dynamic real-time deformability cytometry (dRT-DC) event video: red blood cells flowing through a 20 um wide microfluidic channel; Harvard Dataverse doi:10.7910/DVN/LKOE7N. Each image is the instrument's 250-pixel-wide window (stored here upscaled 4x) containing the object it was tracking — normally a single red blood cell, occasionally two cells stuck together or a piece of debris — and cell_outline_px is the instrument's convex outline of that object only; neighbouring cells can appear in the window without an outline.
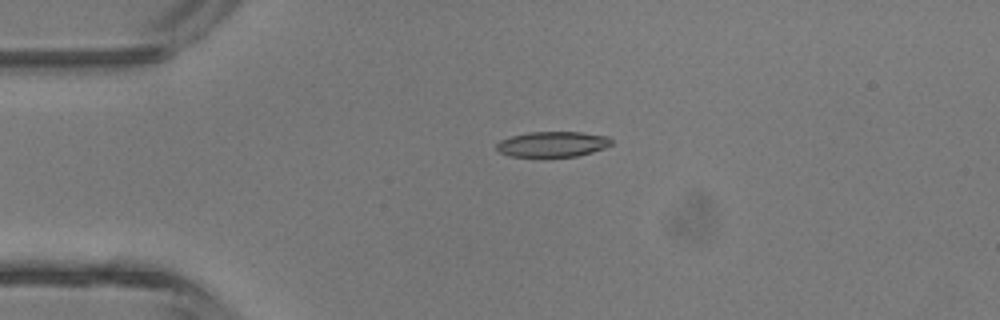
{"species": "common noctule bat (a hibernating species)", "species_latin": "Nyctalus noctula", "temperature_condition": "room temperature", "stored_images_in_passage": 5, "camera_frame_rate_fps": 3000, "um_per_image_px": 0.085, "animal": {"sex": "male", "body_mass_g": 13.3}, "frame": {"image": 1, "passage_image": 5, "time_ms": 4.667, "image_size_px": [1000, 320], "cell_outline_px": [[612, 144], [604, 148], [592, 152], [576, 156], [508, 156], [500, 152], [496, 148], [496, 144], [500, 140], [512, 136], [528, 132], [580, 132], [608, 136], [612, 140]], "centroid_in_image_um": [46.97, 12.25], "position_along_channel_um": 38.0, "area_um2": 16.88}}